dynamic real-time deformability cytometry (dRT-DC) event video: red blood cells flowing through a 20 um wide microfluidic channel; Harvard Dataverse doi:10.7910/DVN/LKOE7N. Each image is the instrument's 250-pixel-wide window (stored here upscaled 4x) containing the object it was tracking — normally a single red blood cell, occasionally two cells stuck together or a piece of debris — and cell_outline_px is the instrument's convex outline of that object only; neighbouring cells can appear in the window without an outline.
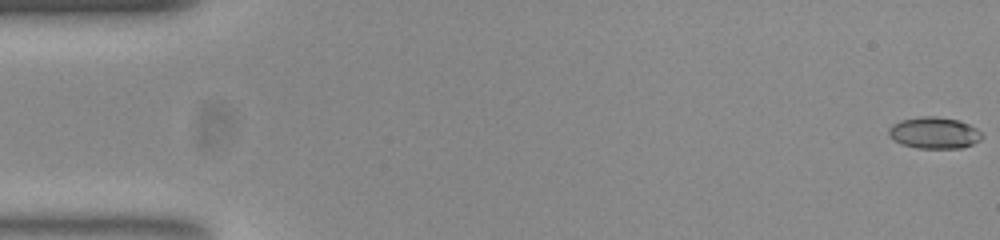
{"species": "common noctule bat (a hibernating species)", "species_latin": "Nyctalus noctula", "temperature_condition": "room temperature", "stored_images_in_passage": 53, "camera_frame_rate_fps": 3000, "um_per_image_px": 0.085, "animal": {"sex": "female", "body_mass_g": 23.0, "forearm_length_mm": 53.4}, "frame": {"image": 1, "passage_image": 1, "time_ms": 0.0, "image_size_px": [1000, 240], "cell_outline_px": [[984, 136], [980, 140], [972, 144], [960, 148], [916, 148], [900, 144], [892, 140], [888, 136], [888, 128], [892, 124], [900, 120], [920, 116], [936, 116], [960, 120], [976, 128]], "centroid_in_image_um": [79.36, 11.29], "position_along_channel_um": 5.6, "area_um2": 17.4}}
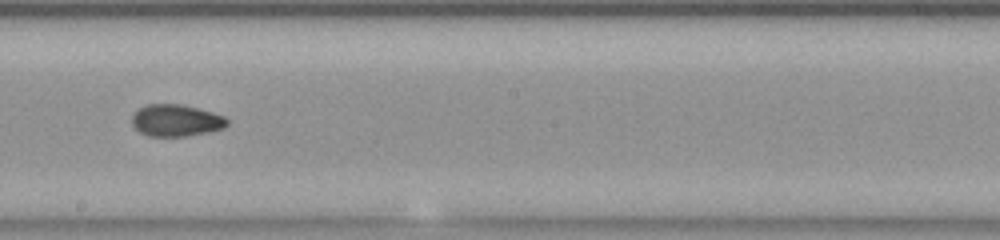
{"frame": {"image": 2, "passage_image": 30, "time_ms": 9.667, "image_size_px": [1000, 240], "cell_outline_px": [[228, 124], [224, 128], [208, 132], [184, 136], [148, 136], [140, 132], [132, 124], [132, 116], [140, 108], [148, 104], [184, 104], [200, 108], [224, 116], [228, 120]], "centroid_in_image_um": [14.99, 10.23], "position_along_channel_um": 233.2, "area_um2": 17.69}}
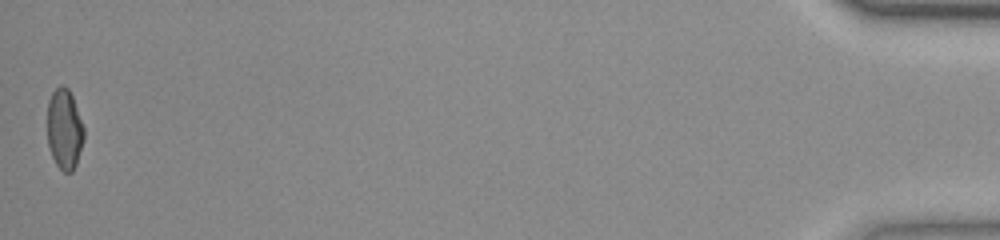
{"frame": {"image": 3, "passage_image": 53, "time_ms": 17.333, "image_size_px": [1000, 240], "cell_outline_px": [[84, 140], [76, 164], [72, 172], [64, 172], [56, 164], [52, 156], [48, 144], [48, 100], [52, 92], [60, 84], [64, 84], [68, 88], [72, 96], [84, 128]], "centroid_in_image_um": [5.48, 10.97], "position_along_channel_um": 429.7, "area_um2": 17.11}, "authors_computed_cell_mechanics": {"area_um2": 17.5712, "velocity_mm_per_s": 3.884, "shape_relaxation_time_tau1_ms": 10.2337, "shape_relaxation_time_tau2_ms": 2.8728, "deformation_change_tau1": 0.2246, "deformation_change_tau2": 0.0755}}